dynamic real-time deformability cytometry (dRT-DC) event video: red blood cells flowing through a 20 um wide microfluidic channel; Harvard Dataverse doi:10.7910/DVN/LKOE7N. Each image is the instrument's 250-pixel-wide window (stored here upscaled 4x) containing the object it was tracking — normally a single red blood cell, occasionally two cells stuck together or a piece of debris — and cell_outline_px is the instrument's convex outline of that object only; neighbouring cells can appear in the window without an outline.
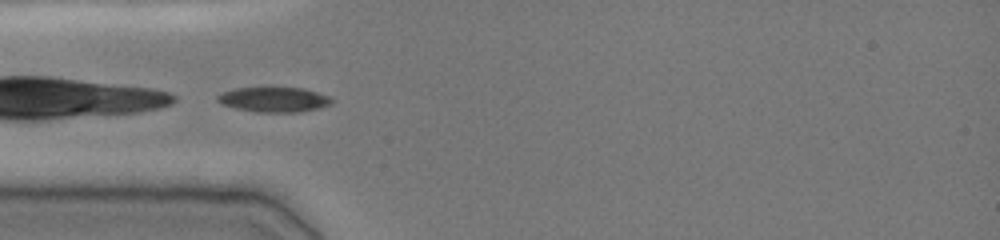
{"species": "common noctule bat (a hibernating species)", "species_latin": "Nyctalus noctula", "temperature_condition": "cold", "stored_images_in_passage": 33, "camera_frame_rate_fps": 3000, "um_per_image_px": 0.085, "animal": {"sex": "female", "body_mass_g": 19.0, "forearm_length_mm": 51.5}, "frame": {"image": 1, "passage_image": 1, "time_ms": 0.0, "image_size_px": [1000, 240], "cell_outline_px": [[332, 104], [320, 108], [300, 112], [256, 112], [236, 108], [220, 104], [216, 100], [216, 96], [232, 88], [264, 84], [272, 84], [304, 88], [328, 96], [332, 100]], "centroid_in_image_um": [23.23, 8.4], "position_along_channel_um": 61.8, "area_um2": 17.74}, "authors_computed_cell_mechanics": {"area_um2": 17.1088, "velocity_mm_per_s": 3.8961, "shape_relaxation_time_tau1_ms": 2.5908, "shape_relaxation_time_tau2_ms": 2.2091, "deformation_change_tau1": 0.0991, "deformation_change_tau2": 0.0449}}